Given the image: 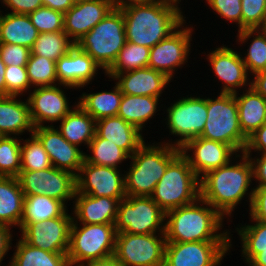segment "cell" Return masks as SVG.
<instances>
[{"mask_svg":"<svg viewBox=\"0 0 266 266\" xmlns=\"http://www.w3.org/2000/svg\"><path fill=\"white\" fill-rule=\"evenodd\" d=\"M73 2V4L75 3H79V2H83V1H86V0H71Z\"/></svg>","mask_w":266,"mask_h":266,"instance_id":"obj_59","label":"cell"},{"mask_svg":"<svg viewBox=\"0 0 266 266\" xmlns=\"http://www.w3.org/2000/svg\"><path fill=\"white\" fill-rule=\"evenodd\" d=\"M36 27L28 14L6 13L0 15V43L32 48L38 37Z\"/></svg>","mask_w":266,"mask_h":266,"instance_id":"obj_28","label":"cell"},{"mask_svg":"<svg viewBox=\"0 0 266 266\" xmlns=\"http://www.w3.org/2000/svg\"><path fill=\"white\" fill-rule=\"evenodd\" d=\"M209 6L221 17L238 23V31L242 30L241 0H206Z\"/></svg>","mask_w":266,"mask_h":266,"instance_id":"obj_46","label":"cell"},{"mask_svg":"<svg viewBox=\"0 0 266 266\" xmlns=\"http://www.w3.org/2000/svg\"><path fill=\"white\" fill-rule=\"evenodd\" d=\"M262 29L266 32V21H265V24H264V26L262 27Z\"/></svg>","mask_w":266,"mask_h":266,"instance_id":"obj_60","label":"cell"},{"mask_svg":"<svg viewBox=\"0 0 266 266\" xmlns=\"http://www.w3.org/2000/svg\"><path fill=\"white\" fill-rule=\"evenodd\" d=\"M115 6L108 0H86L75 3L64 13V32L76 44Z\"/></svg>","mask_w":266,"mask_h":266,"instance_id":"obj_20","label":"cell"},{"mask_svg":"<svg viewBox=\"0 0 266 266\" xmlns=\"http://www.w3.org/2000/svg\"><path fill=\"white\" fill-rule=\"evenodd\" d=\"M16 98L14 95L0 96V136H19L25 130L34 131L28 100L23 102Z\"/></svg>","mask_w":266,"mask_h":266,"instance_id":"obj_26","label":"cell"},{"mask_svg":"<svg viewBox=\"0 0 266 266\" xmlns=\"http://www.w3.org/2000/svg\"><path fill=\"white\" fill-rule=\"evenodd\" d=\"M165 212L151 198L145 196H126L118 203L115 221L116 233L164 235ZM159 230V231H157Z\"/></svg>","mask_w":266,"mask_h":266,"instance_id":"obj_9","label":"cell"},{"mask_svg":"<svg viewBox=\"0 0 266 266\" xmlns=\"http://www.w3.org/2000/svg\"><path fill=\"white\" fill-rule=\"evenodd\" d=\"M5 68L6 64L0 57V96H6Z\"/></svg>","mask_w":266,"mask_h":266,"instance_id":"obj_56","label":"cell"},{"mask_svg":"<svg viewBox=\"0 0 266 266\" xmlns=\"http://www.w3.org/2000/svg\"><path fill=\"white\" fill-rule=\"evenodd\" d=\"M122 95L116 84L110 92L83 93L78 104L97 121L105 117L117 116Z\"/></svg>","mask_w":266,"mask_h":266,"instance_id":"obj_35","label":"cell"},{"mask_svg":"<svg viewBox=\"0 0 266 266\" xmlns=\"http://www.w3.org/2000/svg\"><path fill=\"white\" fill-rule=\"evenodd\" d=\"M108 1H110L114 6H119L125 2V0H108Z\"/></svg>","mask_w":266,"mask_h":266,"instance_id":"obj_57","label":"cell"},{"mask_svg":"<svg viewBox=\"0 0 266 266\" xmlns=\"http://www.w3.org/2000/svg\"><path fill=\"white\" fill-rule=\"evenodd\" d=\"M95 133L123 149L130 157L145 142L140 131L118 115L97 120Z\"/></svg>","mask_w":266,"mask_h":266,"instance_id":"obj_25","label":"cell"},{"mask_svg":"<svg viewBox=\"0 0 266 266\" xmlns=\"http://www.w3.org/2000/svg\"><path fill=\"white\" fill-rule=\"evenodd\" d=\"M253 167V178L259 181L257 186H266V155L252 159L248 156Z\"/></svg>","mask_w":266,"mask_h":266,"instance_id":"obj_51","label":"cell"},{"mask_svg":"<svg viewBox=\"0 0 266 266\" xmlns=\"http://www.w3.org/2000/svg\"><path fill=\"white\" fill-rule=\"evenodd\" d=\"M241 161L207 172L200 178V197L216 209L222 216H231L253 180V167L249 157L241 153Z\"/></svg>","mask_w":266,"mask_h":266,"instance_id":"obj_3","label":"cell"},{"mask_svg":"<svg viewBox=\"0 0 266 266\" xmlns=\"http://www.w3.org/2000/svg\"><path fill=\"white\" fill-rule=\"evenodd\" d=\"M238 42H246L252 36L253 41L249 46L246 57H242L246 70L257 73L266 70V32L263 29H244L238 31Z\"/></svg>","mask_w":266,"mask_h":266,"instance_id":"obj_37","label":"cell"},{"mask_svg":"<svg viewBox=\"0 0 266 266\" xmlns=\"http://www.w3.org/2000/svg\"><path fill=\"white\" fill-rule=\"evenodd\" d=\"M178 3L169 0L127 1L117 6L123 13L126 41L154 47L183 22Z\"/></svg>","mask_w":266,"mask_h":266,"instance_id":"obj_1","label":"cell"},{"mask_svg":"<svg viewBox=\"0 0 266 266\" xmlns=\"http://www.w3.org/2000/svg\"><path fill=\"white\" fill-rule=\"evenodd\" d=\"M242 30L262 29L266 21V0H241Z\"/></svg>","mask_w":266,"mask_h":266,"instance_id":"obj_44","label":"cell"},{"mask_svg":"<svg viewBox=\"0 0 266 266\" xmlns=\"http://www.w3.org/2000/svg\"><path fill=\"white\" fill-rule=\"evenodd\" d=\"M38 33L59 32L64 30V14L46 6H41L28 14Z\"/></svg>","mask_w":266,"mask_h":266,"instance_id":"obj_43","label":"cell"},{"mask_svg":"<svg viewBox=\"0 0 266 266\" xmlns=\"http://www.w3.org/2000/svg\"><path fill=\"white\" fill-rule=\"evenodd\" d=\"M252 75H254V80L250 82V87L266 99V70Z\"/></svg>","mask_w":266,"mask_h":266,"instance_id":"obj_53","label":"cell"},{"mask_svg":"<svg viewBox=\"0 0 266 266\" xmlns=\"http://www.w3.org/2000/svg\"><path fill=\"white\" fill-rule=\"evenodd\" d=\"M42 5L64 14L73 6V2L71 0H42Z\"/></svg>","mask_w":266,"mask_h":266,"instance_id":"obj_54","label":"cell"},{"mask_svg":"<svg viewBox=\"0 0 266 266\" xmlns=\"http://www.w3.org/2000/svg\"><path fill=\"white\" fill-rule=\"evenodd\" d=\"M30 134L31 138L21 144V171L44 170L53 166L40 140L33 133Z\"/></svg>","mask_w":266,"mask_h":266,"instance_id":"obj_42","label":"cell"},{"mask_svg":"<svg viewBox=\"0 0 266 266\" xmlns=\"http://www.w3.org/2000/svg\"><path fill=\"white\" fill-rule=\"evenodd\" d=\"M231 241L166 243L164 266H218Z\"/></svg>","mask_w":266,"mask_h":266,"instance_id":"obj_13","label":"cell"},{"mask_svg":"<svg viewBox=\"0 0 266 266\" xmlns=\"http://www.w3.org/2000/svg\"><path fill=\"white\" fill-rule=\"evenodd\" d=\"M16 136H0V176L18 177L21 171V141Z\"/></svg>","mask_w":266,"mask_h":266,"instance_id":"obj_41","label":"cell"},{"mask_svg":"<svg viewBox=\"0 0 266 266\" xmlns=\"http://www.w3.org/2000/svg\"><path fill=\"white\" fill-rule=\"evenodd\" d=\"M98 68L101 67L93 58L75 44L56 61L58 84L65 88H82L95 77Z\"/></svg>","mask_w":266,"mask_h":266,"instance_id":"obj_21","label":"cell"},{"mask_svg":"<svg viewBox=\"0 0 266 266\" xmlns=\"http://www.w3.org/2000/svg\"><path fill=\"white\" fill-rule=\"evenodd\" d=\"M80 266H123V265L116 259L114 255H112L103 259H98L83 263Z\"/></svg>","mask_w":266,"mask_h":266,"instance_id":"obj_55","label":"cell"},{"mask_svg":"<svg viewBox=\"0 0 266 266\" xmlns=\"http://www.w3.org/2000/svg\"><path fill=\"white\" fill-rule=\"evenodd\" d=\"M74 214L81 224H115L119 200L75 193Z\"/></svg>","mask_w":266,"mask_h":266,"instance_id":"obj_24","label":"cell"},{"mask_svg":"<svg viewBox=\"0 0 266 266\" xmlns=\"http://www.w3.org/2000/svg\"><path fill=\"white\" fill-rule=\"evenodd\" d=\"M5 83H6V96L22 95L27 89L31 88L28 79L26 66H6L5 68Z\"/></svg>","mask_w":266,"mask_h":266,"instance_id":"obj_45","label":"cell"},{"mask_svg":"<svg viewBox=\"0 0 266 266\" xmlns=\"http://www.w3.org/2000/svg\"><path fill=\"white\" fill-rule=\"evenodd\" d=\"M88 148L93 156L84 154V161L90 164L118 167L119 163L130 158V156L108 139L100 138L96 133Z\"/></svg>","mask_w":266,"mask_h":266,"instance_id":"obj_38","label":"cell"},{"mask_svg":"<svg viewBox=\"0 0 266 266\" xmlns=\"http://www.w3.org/2000/svg\"><path fill=\"white\" fill-rule=\"evenodd\" d=\"M251 150L260 151L261 155H266V123L248 137L244 153L250 156Z\"/></svg>","mask_w":266,"mask_h":266,"instance_id":"obj_49","label":"cell"},{"mask_svg":"<svg viewBox=\"0 0 266 266\" xmlns=\"http://www.w3.org/2000/svg\"><path fill=\"white\" fill-rule=\"evenodd\" d=\"M246 93L238 97L235 93L237 102L239 125L243 134L248 138L264 123H266V99L257 93L252 87Z\"/></svg>","mask_w":266,"mask_h":266,"instance_id":"obj_27","label":"cell"},{"mask_svg":"<svg viewBox=\"0 0 266 266\" xmlns=\"http://www.w3.org/2000/svg\"><path fill=\"white\" fill-rule=\"evenodd\" d=\"M26 71L31 86H55L58 82L56 62L43 56L30 55Z\"/></svg>","mask_w":266,"mask_h":266,"instance_id":"obj_40","label":"cell"},{"mask_svg":"<svg viewBox=\"0 0 266 266\" xmlns=\"http://www.w3.org/2000/svg\"><path fill=\"white\" fill-rule=\"evenodd\" d=\"M23 200L18 178L0 176V224L20 227Z\"/></svg>","mask_w":266,"mask_h":266,"instance_id":"obj_30","label":"cell"},{"mask_svg":"<svg viewBox=\"0 0 266 266\" xmlns=\"http://www.w3.org/2000/svg\"><path fill=\"white\" fill-rule=\"evenodd\" d=\"M2 3L17 14H29L43 6L42 0H2Z\"/></svg>","mask_w":266,"mask_h":266,"instance_id":"obj_50","label":"cell"},{"mask_svg":"<svg viewBox=\"0 0 266 266\" xmlns=\"http://www.w3.org/2000/svg\"><path fill=\"white\" fill-rule=\"evenodd\" d=\"M60 134L71 144L89 145L95 136L96 120L89 115L79 104L71 110L61 121Z\"/></svg>","mask_w":266,"mask_h":266,"instance_id":"obj_29","label":"cell"},{"mask_svg":"<svg viewBox=\"0 0 266 266\" xmlns=\"http://www.w3.org/2000/svg\"><path fill=\"white\" fill-rule=\"evenodd\" d=\"M165 235L118 233L114 256L123 266H164Z\"/></svg>","mask_w":266,"mask_h":266,"instance_id":"obj_10","label":"cell"},{"mask_svg":"<svg viewBox=\"0 0 266 266\" xmlns=\"http://www.w3.org/2000/svg\"><path fill=\"white\" fill-rule=\"evenodd\" d=\"M73 217L67 211L60 217L28 224L21 238L29 245L51 253H67Z\"/></svg>","mask_w":266,"mask_h":266,"instance_id":"obj_15","label":"cell"},{"mask_svg":"<svg viewBox=\"0 0 266 266\" xmlns=\"http://www.w3.org/2000/svg\"><path fill=\"white\" fill-rule=\"evenodd\" d=\"M27 100L34 128L43 126L44 122L61 121L72 110L69 100L57 85L36 87Z\"/></svg>","mask_w":266,"mask_h":266,"instance_id":"obj_19","label":"cell"},{"mask_svg":"<svg viewBox=\"0 0 266 266\" xmlns=\"http://www.w3.org/2000/svg\"><path fill=\"white\" fill-rule=\"evenodd\" d=\"M193 151V157L188 151ZM180 152L187 159L194 173L200 178L207 172L226 165L236 152L227 144L197 137L187 141Z\"/></svg>","mask_w":266,"mask_h":266,"instance_id":"obj_18","label":"cell"},{"mask_svg":"<svg viewBox=\"0 0 266 266\" xmlns=\"http://www.w3.org/2000/svg\"><path fill=\"white\" fill-rule=\"evenodd\" d=\"M169 1H173V2L179 3V1H181V0H169Z\"/></svg>","mask_w":266,"mask_h":266,"instance_id":"obj_61","label":"cell"},{"mask_svg":"<svg viewBox=\"0 0 266 266\" xmlns=\"http://www.w3.org/2000/svg\"><path fill=\"white\" fill-rule=\"evenodd\" d=\"M165 218L166 243L231 240L227 231L217 233L224 217L201 197L165 212Z\"/></svg>","mask_w":266,"mask_h":266,"instance_id":"obj_2","label":"cell"},{"mask_svg":"<svg viewBox=\"0 0 266 266\" xmlns=\"http://www.w3.org/2000/svg\"><path fill=\"white\" fill-rule=\"evenodd\" d=\"M73 219L67 257L70 266L114 255L116 230L114 224H82Z\"/></svg>","mask_w":266,"mask_h":266,"instance_id":"obj_8","label":"cell"},{"mask_svg":"<svg viewBox=\"0 0 266 266\" xmlns=\"http://www.w3.org/2000/svg\"><path fill=\"white\" fill-rule=\"evenodd\" d=\"M207 56L214 73L224 83L221 93L235 94L238 92L236 89L246 86L248 72L238 52L221 46Z\"/></svg>","mask_w":266,"mask_h":266,"instance_id":"obj_22","label":"cell"},{"mask_svg":"<svg viewBox=\"0 0 266 266\" xmlns=\"http://www.w3.org/2000/svg\"><path fill=\"white\" fill-rule=\"evenodd\" d=\"M248 195L251 219L266 223V186L252 188Z\"/></svg>","mask_w":266,"mask_h":266,"instance_id":"obj_48","label":"cell"},{"mask_svg":"<svg viewBox=\"0 0 266 266\" xmlns=\"http://www.w3.org/2000/svg\"><path fill=\"white\" fill-rule=\"evenodd\" d=\"M124 175L115 167L83 161L76 175V192L93 197H110L119 201L126 198Z\"/></svg>","mask_w":266,"mask_h":266,"instance_id":"obj_14","label":"cell"},{"mask_svg":"<svg viewBox=\"0 0 266 266\" xmlns=\"http://www.w3.org/2000/svg\"><path fill=\"white\" fill-rule=\"evenodd\" d=\"M150 197L164 212L193 203L200 197V178L181 152L168 164Z\"/></svg>","mask_w":266,"mask_h":266,"instance_id":"obj_5","label":"cell"},{"mask_svg":"<svg viewBox=\"0 0 266 266\" xmlns=\"http://www.w3.org/2000/svg\"><path fill=\"white\" fill-rule=\"evenodd\" d=\"M9 228L10 226L0 224V263L3 261V258H5L4 255L11 249L12 233L10 232L11 228Z\"/></svg>","mask_w":266,"mask_h":266,"instance_id":"obj_52","label":"cell"},{"mask_svg":"<svg viewBox=\"0 0 266 266\" xmlns=\"http://www.w3.org/2000/svg\"><path fill=\"white\" fill-rule=\"evenodd\" d=\"M253 222L256 224L236 228L242 241V254L249 266H266V223Z\"/></svg>","mask_w":266,"mask_h":266,"instance_id":"obj_32","label":"cell"},{"mask_svg":"<svg viewBox=\"0 0 266 266\" xmlns=\"http://www.w3.org/2000/svg\"><path fill=\"white\" fill-rule=\"evenodd\" d=\"M33 134L40 140L55 168L74 175L79 173L85 153L77 145L69 143L52 125L35 127Z\"/></svg>","mask_w":266,"mask_h":266,"instance_id":"obj_17","label":"cell"},{"mask_svg":"<svg viewBox=\"0 0 266 266\" xmlns=\"http://www.w3.org/2000/svg\"><path fill=\"white\" fill-rule=\"evenodd\" d=\"M167 113L171 134L180 136L172 145L181 148L187 141L201 136L207 119V98H181L167 108Z\"/></svg>","mask_w":266,"mask_h":266,"instance_id":"obj_12","label":"cell"},{"mask_svg":"<svg viewBox=\"0 0 266 266\" xmlns=\"http://www.w3.org/2000/svg\"><path fill=\"white\" fill-rule=\"evenodd\" d=\"M30 55V48L16 44L0 43V57L6 66H26Z\"/></svg>","mask_w":266,"mask_h":266,"instance_id":"obj_47","label":"cell"},{"mask_svg":"<svg viewBox=\"0 0 266 266\" xmlns=\"http://www.w3.org/2000/svg\"><path fill=\"white\" fill-rule=\"evenodd\" d=\"M183 24L184 22L167 38L150 48L148 67L162 72L169 79L173 78L177 67L186 63L189 54L193 30L189 27L182 28Z\"/></svg>","mask_w":266,"mask_h":266,"instance_id":"obj_16","label":"cell"},{"mask_svg":"<svg viewBox=\"0 0 266 266\" xmlns=\"http://www.w3.org/2000/svg\"><path fill=\"white\" fill-rule=\"evenodd\" d=\"M15 247L9 266H70L67 253H51L29 245L22 238Z\"/></svg>","mask_w":266,"mask_h":266,"instance_id":"obj_34","label":"cell"},{"mask_svg":"<svg viewBox=\"0 0 266 266\" xmlns=\"http://www.w3.org/2000/svg\"><path fill=\"white\" fill-rule=\"evenodd\" d=\"M125 43L123 13L115 6L91 31L80 38L76 45L106 72L117 59Z\"/></svg>","mask_w":266,"mask_h":266,"instance_id":"obj_6","label":"cell"},{"mask_svg":"<svg viewBox=\"0 0 266 266\" xmlns=\"http://www.w3.org/2000/svg\"><path fill=\"white\" fill-rule=\"evenodd\" d=\"M118 80L120 91L127 95L151 96L160 98L162 90L168 85L169 79L162 72L150 67L126 71L121 74H106Z\"/></svg>","mask_w":266,"mask_h":266,"instance_id":"obj_23","label":"cell"},{"mask_svg":"<svg viewBox=\"0 0 266 266\" xmlns=\"http://www.w3.org/2000/svg\"><path fill=\"white\" fill-rule=\"evenodd\" d=\"M150 48L126 41L113 65L106 74H121L126 71L148 67Z\"/></svg>","mask_w":266,"mask_h":266,"instance_id":"obj_39","label":"cell"},{"mask_svg":"<svg viewBox=\"0 0 266 266\" xmlns=\"http://www.w3.org/2000/svg\"><path fill=\"white\" fill-rule=\"evenodd\" d=\"M127 1H157V0H125V2Z\"/></svg>","mask_w":266,"mask_h":266,"instance_id":"obj_58","label":"cell"},{"mask_svg":"<svg viewBox=\"0 0 266 266\" xmlns=\"http://www.w3.org/2000/svg\"><path fill=\"white\" fill-rule=\"evenodd\" d=\"M160 146L145 142L130 157L129 171L124 175L126 196L150 197L168 164L180 153V148L167 142Z\"/></svg>","mask_w":266,"mask_h":266,"instance_id":"obj_4","label":"cell"},{"mask_svg":"<svg viewBox=\"0 0 266 266\" xmlns=\"http://www.w3.org/2000/svg\"><path fill=\"white\" fill-rule=\"evenodd\" d=\"M66 210V204L52 197L46 195L24 196L20 231L33 222L60 217Z\"/></svg>","mask_w":266,"mask_h":266,"instance_id":"obj_31","label":"cell"},{"mask_svg":"<svg viewBox=\"0 0 266 266\" xmlns=\"http://www.w3.org/2000/svg\"><path fill=\"white\" fill-rule=\"evenodd\" d=\"M75 45L64 31L39 33L31 48V55L58 61Z\"/></svg>","mask_w":266,"mask_h":266,"instance_id":"obj_36","label":"cell"},{"mask_svg":"<svg viewBox=\"0 0 266 266\" xmlns=\"http://www.w3.org/2000/svg\"><path fill=\"white\" fill-rule=\"evenodd\" d=\"M200 137L229 145L236 153L244 152L248 138L239 125L235 95L221 93L207 98V119Z\"/></svg>","mask_w":266,"mask_h":266,"instance_id":"obj_7","label":"cell"},{"mask_svg":"<svg viewBox=\"0 0 266 266\" xmlns=\"http://www.w3.org/2000/svg\"><path fill=\"white\" fill-rule=\"evenodd\" d=\"M158 102V97L123 94L117 115L142 131L145 122L155 115Z\"/></svg>","mask_w":266,"mask_h":266,"instance_id":"obj_33","label":"cell"},{"mask_svg":"<svg viewBox=\"0 0 266 266\" xmlns=\"http://www.w3.org/2000/svg\"><path fill=\"white\" fill-rule=\"evenodd\" d=\"M18 180L24 196L46 195L65 204L74 199L76 175L51 166L44 170L20 171Z\"/></svg>","mask_w":266,"mask_h":266,"instance_id":"obj_11","label":"cell"}]
</instances>
